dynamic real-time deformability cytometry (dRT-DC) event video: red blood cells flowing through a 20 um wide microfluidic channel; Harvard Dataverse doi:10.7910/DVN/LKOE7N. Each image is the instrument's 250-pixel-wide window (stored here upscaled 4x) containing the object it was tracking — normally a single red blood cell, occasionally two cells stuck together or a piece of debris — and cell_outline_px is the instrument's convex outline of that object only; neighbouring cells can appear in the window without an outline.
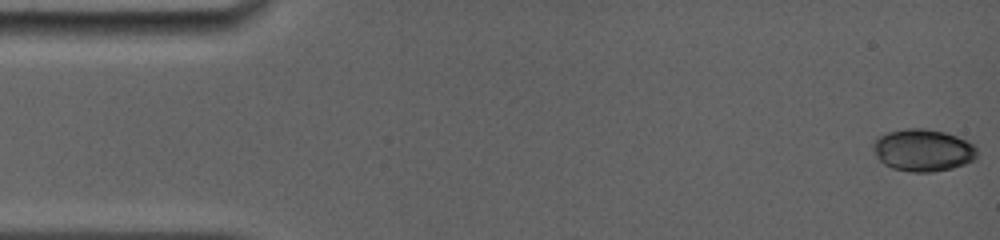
{"species": "common noctule bat (a hibernating species)", "species_latin": "Nyctalus noctula", "temperature_condition": "room temperature", "stored_images_in_passage": 6, "camera_frame_rate_fps": 5000, "um_per_image_px": 0.085, "animal": {"sex": "female", "body_mass_g": 19.0, "forearm_length_mm": 56.7}, "frame": {"image": 1, "passage_image": 1, "time_ms": 0.0, "image_size_px": [1000, 240], "cell_outline_px": [[976, 160], [952, 168], [932, 172], [912, 172], [892, 168], [884, 164], [876, 156], [876, 140], [880, 136], [888, 132], [908, 128], [924, 128], [944, 132], [956, 136], [972, 144], [976, 148]], "centroid_in_image_um": [78.49, 12.78], "position_along_channel_um": 6.5, "area_um2": 25.14}}